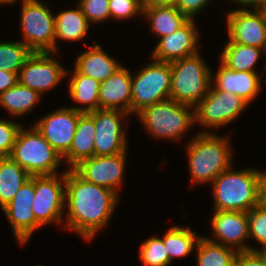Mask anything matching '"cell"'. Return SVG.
<instances>
[{"label":"cell","instance_id":"23","mask_svg":"<svg viewBox=\"0 0 266 266\" xmlns=\"http://www.w3.org/2000/svg\"><path fill=\"white\" fill-rule=\"evenodd\" d=\"M71 73L67 69L66 76L69 75L68 91L72 101L80 106H71L81 113H90L99 109V89L100 82L86 75L78 73L74 68ZM85 105V106H84Z\"/></svg>","mask_w":266,"mask_h":266},{"label":"cell","instance_id":"33","mask_svg":"<svg viewBox=\"0 0 266 266\" xmlns=\"http://www.w3.org/2000/svg\"><path fill=\"white\" fill-rule=\"evenodd\" d=\"M249 238L254 239L260 248L266 245V206L260 202L248 212Z\"/></svg>","mask_w":266,"mask_h":266},{"label":"cell","instance_id":"27","mask_svg":"<svg viewBox=\"0 0 266 266\" xmlns=\"http://www.w3.org/2000/svg\"><path fill=\"white\" fill-rule=\"evenodd\" d=\"M43 96L37 91L21 85L19 82L0 94V106L14 118H20L32 112Z\"/></svg>","mask_w":266,"mask_h":266},{"label":"cell","instance_id":"28","mask_svg":"<svg viewBox=\"0 0 266 266\" xmlns=\"http://www.w3.org/2000/svg\"><path fill=\"white\" fill-rule=\"evenodd\" d=\"M31 175L10 156L0 157V208L8 204Z\"/></svg>","mask_w":266,"mask_h":266},{"label":"cell","instance_id":"11","mask_svg":"<svg viewBox=\"0 0 266 266\" xmlns=\"http://www.w3.org/2000/svg\"><path fill=\"white\" fill-rule=\"evenodd\" d=\"M95 125L94 156L116 155L128 148L124 124L131 116L120 110L97 109L87 113Z\"/></svg>","mask_w":266,"mask_h":266},{"label":"cell","instance_id":"36","mask_svg":"<svg viewBox=\"0 0 266 266\" xmlns=\"http://www.w3.org/2000/svg\"><path fill=\"white\" fill-rule=\"evenodd\" d=\"M20 122L0 118V157H9L19 129Z\"/></svg>","mask_w":266,"mask_h":266},{"label":"cell","instance_id":"22","mask_svg":"<svg viewBox=\"0 0 266 266\" xmlns=\"http://www.w3.org/2000/svg\"><path fill=\"white\" fill-rule=\"evenodd\" d=\"M94 139V120L87 113H83L79 117L72 145L62 157L63 165H67V169H73L81 161L94 156Z\"/></svg>","mask_w":266,"mask_h":266},{"label":"cell","instance_id":"4","mask_svg":"<svg viewBox=\"0 0 266 266\" xmlns=\"http://www.w3.org/2000/svg\"><path fill=\"white\" fill-rule=\"evenodd\" d=\"M152 137L179 142L195 124L194 107L167 99L147 106L135 115Z\"/></svg>","mask_w":266,"mask_h":266},{"label":"cell","instance_id":"42","mask_svg":"<svg viewBox=\"0 0 266 266\" xmlns=\"http://www.w3.org/2000/svg\"><path fill=\"white\" fill-rule=\"evenodd\" d=\"M261 202L266 206V171L262 172L261 178Z\"/></svg>","mask_w":266,"mask_h":266},{"label":"cell","instance_id":"30","mask_svg":"<svg viewBox=\"0 0 266 266\" xmlns=\"http://www.w3.org/2000/svg\"><path fill=\"white\" fill-rule=\"evenodd\" d=\"M197 266H234L237 251L201 236L196 245Z\"/></svg>","mask_w":266,"mask_h":266},{"label":"cell","instance_id":"1","mask_svg":"<svg viewBox=\"0 0 266 266\" xmlns=\"http://www.w3.org/2000/svg\"><path fill=\"white\" fill-rule=\"evenodd\" d=\"M64 229L91 241L108 226L120 197L112 190L85 181L73 169H65Z\"/></svg>","mask_w":266,"mask_h":266},{"label":"cell","instance_id":"41","mask_svg":"<svg viewBox=\"0 0 266 266\" xmlns=\"http://www.w3.org/2000/svg\"><path fill=\"white\" fill-rule=\"evenodd\" d=\"M177 0H143V6L175 5Z\"/></svg>","mask_w":266,"mask_h":266},{"label":"cell","instance_id":"31","mask_svg":"<svg viewBox=\"0 0 266 266\" xmlns=\"http://www.w3.org/2000/svg\"><path fill=\"white\" fill-rule=\"evenodd\" d=\"M139 259L144 266H170L168 251L160 237H151L140 244Z\"/></svg>","mask_w":266,"mask_h":266},{"label":"cell","instance_id":"44","mask_svg":"<svg viewBox=\"0 0 266 266\" xmlns=\"http://www.w3.org/2000/svg\"><path fill=\"white\" fill-rule=\"evenodd\" d=\"M21 1H24V0H21ZM15 2H18V0H0V5H12L14 6V3Z\"/></svg>","mask_w":266,"mask_h":266},{"label":"cell","instance_id":"34","mask_svg":"<svg viewBox=\"0 0 266 266\" xmlns=\"http://www.w3.org/2000/svg\"><path fill=\"white\" fill-rule=\"evenodd\" d=\"M77 4L91 25L109 21V0H78Z\"/></svg>","mask_w":266,"mask_h":266},{"label":"cell","instance_id":"2","mask_svg":"<svg viewBox=\"0 0 266 266\" xmlns=\"http://www.w3.org/2000/svg\"><path fill=\"white\" fill-rule=\"evenodd\" d=\"M229 136L199 132L186 146L191 184L212 183L223 171L233 166V147Z\"/></svg>","mask_w":266,"mask_h":266},{"label":"cell","instance_id":"43","mask_svg":"<svg viewBox=\"0 0 266 266\" xmlns=\"http://www.w3.org/2000/svg\"><path fill=\"white\" fill-rule=\"evenodd\" d=\"M251 250H258L259 253L263 256V258L266 261V245L262 246L261 248L253 246V247H251Z\"/></svg>","mask_w":266,"mask_h":266},{"label":"cell","instance_id":"24","mask_svg":"<svg viewBox=\"0 0 266 266\" xmlns=\"http://www.w3.org/2000/svg\"><path fill=\"white\" fill-rule=\"evenodd\" d=\"M142 16L158 39L175 32L189 20L175 5L143 6Z\"/></svg>","mask_w":266,"mask_h":266},{"label":"cell","instance_id":"3","mask_svg":"<svg viewBox=\"0 0 266 266\" xmlns=\"http://www.w3.org/2000/svg\"><path fill=\"white\" fill-rule=\"evenodd\" d=\"M231 166L218 175L211 184L212 211L249 212L261 202V170L245 168L234 171Z\"/></svg>","mask_w":266,"mask_h":266},{"label":"cell","instance_id":"20","mask_svg":"<svg viewBox=\"0 0 266 266\" xmlns=\"http://www.w3.org/2000/svg\"><path fill=\"white\" fill-rule=\"evenodd\" d=\"M132 73L123 65L100 83L99 109L120 110L131 115Z\"/></svg>","mask_w":266,"mask_h":266},{"label":"cell","instance_id":"5","mask_svg":"<svg viewBox=\"0 0 266 266\" xmlns=\"http://www.w3.org/2000/svg\"><path fill=\"white\" fill-rule=\"evenodd\" d=\"M202 57L199 51L170 62V99L195 107L207 96L211 86L212 70Z\"/></svg>","mask_w":266,"mask_h":266},{"label":"cell","instance_id":"32","mask_svg":"<svg viewBox=\"0 0 266 266\" xmlns=\"http://www.w3.org/2000/svg\"><path fill=\"white\" fill-rule=\"evenodd\" d=\"M32 53L21 41H2V69L19 74Z\"/></svg>","mask_w":266,"mask_h":266},{"label":"cell","instance_id":"46","mask_svg":"<svg viewBox=\"0 0 266 266\" xmlns=\"http://www.w3.org/2000/svg\"><path fill=\"white\" fill-rule=\"evenodd\" d=\"M265 15V18H266V6L264 8L261 9Z\"/></svg>","mask_w":266,"mask_h":266},{"label":"cell","instance_id":"37","mask_svg":"<svg viewBox=\"0 0 266 266\" xmlns=\"http://www.w3.org/2000/svg\"><path fill=\"white\" fill-rule=\"evenodd\" d=\"M212 0H177L175 6L188 19H195L198 14L205 10Z\"/></svg>","mask_w":266,"mask_h":266},{"label":"cell","instance_id":"17","mask_svg":"<svg viewBox=\"0 0 266 266\" xmlns=\"http://www.w3.org/2000/svg\"><path fill=\"white\" fill-rule=\"evenodd\" d=\"M210 220L212 237L210 241L230 247L237 252L251 250L245 241L249 239L248 212L213 211Z\"/></svg>","mask_w":266,"mask_h":266},{"label":"cell","instance_id":"13","mask_svg":"<svg viewBox=\"0 0 266 266\" xmlns=\"http://www.w3.org/2000/svg\"><path fill=\"white\" fill-rule=\"evenodd\" d=\"M55 52H33L18 74V82L40 93L53 90L66 78L64 68ZM53 88V89H52Z\"/></svg>","mask_w":266,"mask_h":266},{"label":"cell","instance_id":"7","mask_svg":"<svg viewBox=\"0 0 266 266\" xmlns=\"http://www.w3.org/2000/svg\"><path fill=\"white\" fill-rule=\"evenodd\" d=\"M132 74L131 115L154 103L170 98L171 66L170 62L152 61Z\"/></svg>","mask_w":266,"mask_h":266},{"label":"cell","instance_id":"18","mask_svg":"<svg viewBox=\"0 0 266 266\" xmlns=\"http://www.w3.org/2000/svg\"><path fill=\"white\" fill-rule=\"evenodd\" d=\"M194 19H189L175 32L159 38L153 48L151 59L161 62H172L199 52L201 36Z\"/></svg>","mask_w":266,"mask_h":266},{"label":"cell","instance_id":"8","mask_svg":"<svg viewBox=\"0 0 266 266\" xmlns=\"http://www.w3.org/2000/svg\"><path fill=\"white\" fill-rule=\"evenodd\" d=\"M23 42L32 52H55V14L40 0L21 2Z\"/></svg>","mask_w":266,"mask_h":266},{"label":"cell","instance_id":"25","mask_svg":"<svg viewBox=\"0 0 266 266\" xmlns=\"http://www.w3.org/2000/svg\"><path fill=\"white\" fill-rule=\"evenodd\" d=\"M92 26L83 11L76 4V9L62 10L55 15V53H60L59 39L63 41H80L84 39ZM60 51V52H59Z\"/></svg>","mask_w":266,"mask_h":266},{"label":"cell","instance_id":"35","mask_svg":"<svg viewBox=\"0 0 266 266\" xmlns=\"http://www.w3.org/2000/svg\"><path fill=\"white\" fill-rule=\"evenodd\" d=\"M110 17L116 20L143 17V0H109Z\"/></svg>","mask_w":266,"mask_h":266},{"label":"cell","instance_id":"12","mask_svg":"<svg viewBox=\"0 0 266 266\" xmlns=\"http://www.w3.org/2000/svg\"><path fill=\"white\" fill-rule=\"evenodd\" d=\"M34 196L35 176H31L14 198L2 208V212L10 224L12 235L20 246L27 245L33 233L42 228L31 210Z\"/></svg>","mask_w":266,"mask_h":266},{"label":"cell","instance_id":"26","mask_svg":"<svg viewBox=\"0 0 266 266\" xmlns=\"http://www.w3.org/2000/svg\"><path fill=\"white\" fill-rule=\"evenodd\" d=\"M262 54L266 55L262 48L227 41L220 53V61L235 71L256 72L255 66Z\"/></svg>","mask_w":266,"mask_h":266},{"label":"cell","instance_id":"19","mask_svg":"<svg viewBox=\"0 0 266 266\" xmlns=\"http://www.w3.org/2000/svg\"><path fill=\"white\" fill-rule=\"evenodd\" d=\"M263 70L262 74H258V72L235 71L220 61L216 74H213L214 71H212L211 85L216 90H223L240 96L250 105L259 96L262 91L261 89H264L262 87V83H264L262 75L266 72V65H264Z\"/></svg>","mask_w":266,"mask_h":266},{"label":"cell","instance_id":"40","mask_svg":"<svg viewBox=\"0 0 266 266\" xmlns=\"http://www.w3.org/2000/svg\"><path fill=\"white\" fill-rule=\"evenodd\" d=\"M231 3V1L234 4H238L239 9H255V10H261L266 6V0H226ZM247 7V8H246Z\"/></svg>","mask_w":266,"mask_h":266},{"label":"cell","instance_id":"15","mask_svg":"<svg viewBox=\"0 0 266 266\" xmlns=\"http://www.w3.org/2000/svg\"><path fill=\"white\" fill-rule=\"evenodd\" d=\"M82 114L70 106H63L43 115L33 126L53 149L63 157L72 145L77 123Z\"/></svg>","mask_w":266,"mask_h":266},{"label":"cell","instance_id":"14","mask_svg":"<svg viewBox=\"0 0 266 266\" xmlns=\"http://www.w3.org/2000/svg\"><path fill=\"white\" fill-rule=\"evenodd\" d=\"M127 150L116 155L92 156L81 161L73 170L85 181L108 188L118 196L123 186Z\"/></svg>","mask_w":266,"mask_h":266},{"label":"cell","instance_id":"6","mask_svg":"<svg viewBox=\"0 0 266 266\" xmlns=\"http://www.w3.org/2000/svg\"><path fill=\"white\" fill-rule=\"evenodd\" d=\"M28 128L19 129L10 157L31 176L59 174L62 157L34 126Z\"/></svg>","mask_w":266,"mask_h":266},{"label":"cell","instance_id":"21","mask_svg":"<svg viewBox=\"0 0 266 266\" xmlns=\"http://www.w3.org/2000/svg\"><path fill=\"white\" fill-rule=\"evenodd\" d=\"M94 43V45L90 44L88 50L76 57L74 69L78 73L94 78L101 83L113 75L122 64L106 53L97 41Z\"/></svg>","mask_w":266,"mask_h":266},{"label":"cell","instance_id":"38","mask_svg":"<svg viewBox=\"0 0 266 266\" xmlns=\"http://www.w3.org/2000/svg\"><path fill=\"white\" fill-rule=\"evenodd\" d=\"M234 266H266V261L258 250L238 252Z\"/></svg>","mask_w":266,"mask_h":266},{"label":"cell","instance_id":"45","mask_svg":"<svg viewBox=\"0 0 266 266\" xmlns=\"http://www.w3.org/2000/svg\"><path fill=\"white\" fill-rule=\"evenodd\" d=\"M2 40L0 41V70L2 69Z\"/></svg>","mask_w":266,"mask_h":266},{"label":"cell","instance_id":"29","mask_svg":"<svg viewBox=\"0 0 266 266\" xmlns=\"http://www.w3.org/2000/svg\"><path fill=\"white\" fill-rule=\"evenodd\" d=\"M200 233L197 234L188 226H172L166 230L162 240L165 244L166 250L168 251L170 261L173 262L176 258H185L192 253L198 240L200 239Z\"/></svg>","mask_w":266,"mask_h":266},{"label":"cell","instance_id":"9","mask_svg":"<svg viewBox=\"0 0 266 266\" xmlns=\"http://www.w3.org/2000/svg\"><path fill=\"white\" fill-rule=\"evenodd\" d=\"M249 104L240 96L210 86L207 96L194 107L195 124L212 132L235 122ZM208 128V129H206Z\"/></svg>","mask_w":266,"mask_h":266},{"label":"cell","instance_id":"16","mask_svg":"<svg viewBox=\"0 0 266 266\" xmlns=\"http://www.w3.org/2000/svg\"><path fill=\"white\" fill-rule=\"evenodd\" d=\"M225 15L229 42L259 47L266 52V18L262 10L237 7Z\"/></svg>","mask_w":266,"mask_h":266},{"label":"cell","instance_id":"39","mask_svg":"<svg viewBox=\"0 0 266 266\" xmlns=\"http://www.w3.org/2000/svg\"><path fill=\"white\" fill-rule=\"evenodd\" d=\"M18 83V74L0 70V94Z\"/></svg>","mask_w":266,"mask_h":266},{"label":"cell","instance_id":"10","mask_svg":"<svg viewBox=\"0 0 266 266\" xmlns=\"http://www.w3.org/2000/svg\"><path fill=\"white\" fill-rule=\"evenodd\" d=\"M61 172L55 175L35 176V196L31 210L42 227L52 223L62 226L64 223L65 170Z\"/></svg>","mask_w":266,"mask_h":266}]
</instances>
